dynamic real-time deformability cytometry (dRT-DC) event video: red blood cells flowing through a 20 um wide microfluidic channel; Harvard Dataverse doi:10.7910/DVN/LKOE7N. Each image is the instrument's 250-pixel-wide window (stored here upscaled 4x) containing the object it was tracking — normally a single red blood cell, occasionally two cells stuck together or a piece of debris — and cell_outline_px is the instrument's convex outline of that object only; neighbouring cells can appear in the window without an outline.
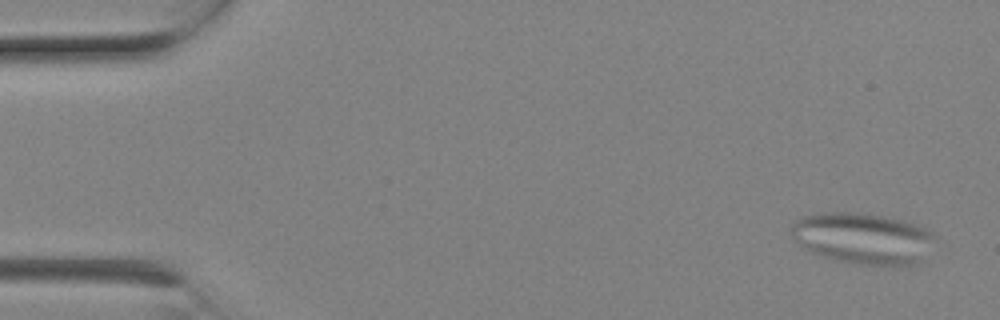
{"species": "Egyptian fruit bat (a non-hibernating species)", "species_latin": "Rousettus aegyptiacus", "temperature_condition": "room temperature", "stored_images_in_passage": 5, "camera_frame_rate_fps": 3000, "um_per_image_px": 0.085, "animal": {"sex": "female"}, "frame": {"image": 1, "passage_image": 1, "time_ms": 0.0, "image_size_px": [1000, 320], "cell_outline_px": [[936, 236], [920, 260], [908, 268], [860, 264], [840, 260], [824, 256], [812, 252], [804, 248], [792, 240], [792, 224], [800, 216], [820, 212], [860, 212], [884, 216], [904, 220], [924, 228], [932, 232]], "centroid_in_image_um": [73.33, 20.25], "position_along_channel_um": 11.7, "area_um2": 43.18}}